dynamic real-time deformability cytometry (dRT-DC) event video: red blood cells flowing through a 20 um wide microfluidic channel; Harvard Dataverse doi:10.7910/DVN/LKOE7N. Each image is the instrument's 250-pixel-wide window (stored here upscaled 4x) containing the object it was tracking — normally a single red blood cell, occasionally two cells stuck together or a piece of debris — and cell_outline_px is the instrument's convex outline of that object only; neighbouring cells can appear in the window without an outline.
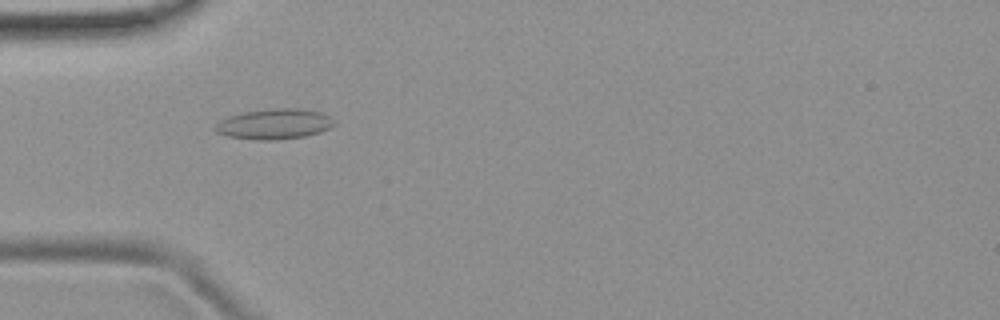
{"species": "common noctule bat (a hibernating species)", "species_latin": "Nyctalus noctula", "temperature_condition": "room temperature", "stored_images_in_passage": 52, "camera_frame_rate_fps": 3000, "um_per_image_px": 0.085, "animal": {"sex": "female", "body_mass_g": 19.9}, "frame": {"image": 1, "passage_image": 16, "time_ms": 5.0, "image_size_px": [1000, 320], "cell_outline_px": [[336, 124], [320, 132], [304, 136], [276, 140], [260, 140], [228, 136], [216, 132], [212, 128], [220, 120], [228, 116], [244, 112], [276, 108], [300, 108], [320, 112], [332, 116]], "centroid_in_image_um": [23.33, 10.53], "position_along_channel_um": 61.7, "area_um2": 21.1}}
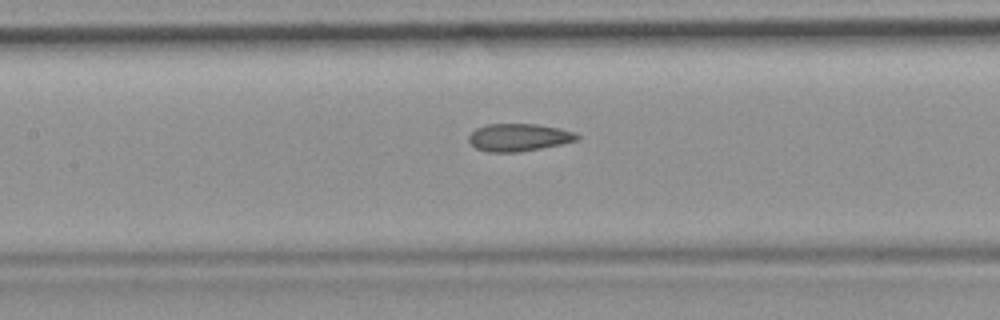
{"frame": {"image": 2, "passage_image": 24, "time_ms": 7.667, "image_size_px": [1000, 320], "cell_outline_px": [[580, 136], [576, 140], [560, 144], [520, 152], [488, 152], [476, 148], [468, 140], [468, 136], [476, 128], [488, 124], [536, 124], [560, 128], [576, 132]], "centroid_in_image_um": [44.09, 11.67], "position_along_channel_um": 163.3, "area_um2": 17.34}}
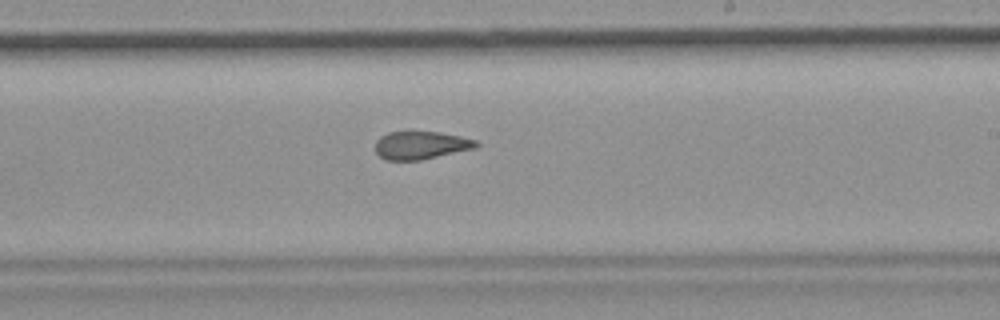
{"frame": {"image": 3, "passage_image": 31, "time_ms": 10.0, "image_size_px": [1000, 320], "cell_outline_px": [[480, 144], [476, 148], [420, 160], [384, 160], [376, 152], [376, 140], [380, 136], [388, 132], [440, 132], [460, 136], [476, 140]], "centroid_in_image_um": [35.78, 12.34], "position_along_channel_um": 253.2, "area_um2": 16.42}, "authors_computed_cell_mechanics": {"area_um2": 18.207, "velocity_mm_per_s": 3.878, "shape_relaxation_time_tau1_ms": null, "shape_relaxation_time_tau2_ms": 2.3937, "deformation_change_tau1": null, "deformation_change_tau2": 0.0974}}